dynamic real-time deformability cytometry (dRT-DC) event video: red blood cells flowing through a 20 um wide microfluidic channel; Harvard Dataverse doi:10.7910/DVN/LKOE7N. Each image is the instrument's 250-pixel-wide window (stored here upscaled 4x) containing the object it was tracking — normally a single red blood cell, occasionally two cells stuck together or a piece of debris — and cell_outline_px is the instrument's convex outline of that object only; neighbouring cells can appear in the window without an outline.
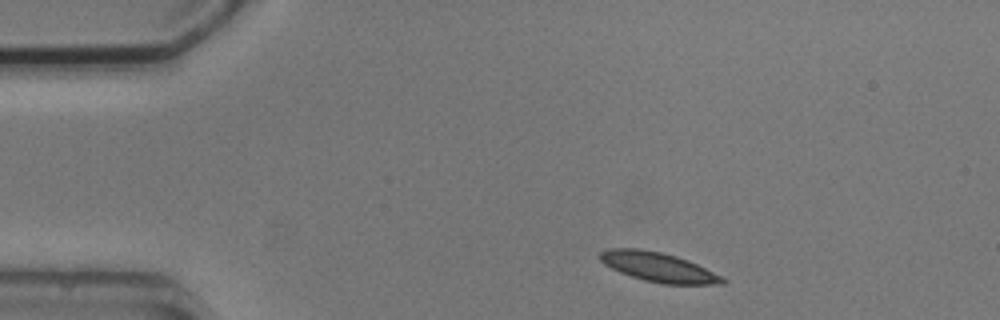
{"species": "common noctule bat (a hibernating species)", "species_latin": "Nyctalus noctula", "temperature_condition": "cold", "stored_images_in_passage": 4, "camera_frame_rate_fps": 3000, "um_per_image_px": 0.085, "animal": {"sex": "male", "body_mass_g": 20.5, "forearm_length_mm": 52.5}, "frame": {"image": 1, "passage_image": 1, "time_ms": 0.0, "image_size_px": [1000, 320], "cell_outline_px": [[728, 280], [724, 284], [660, 284], [644, 280], [620, 272], [604, 264], [600, 260], [600, 252], [608, 248], [640, 248], [660, 252], [676, 256], [688, 260]], "centroid_in_image_um": [55.93, 22.7], "position_along_channel_um": 29.1, "area_um2": 20.81}}
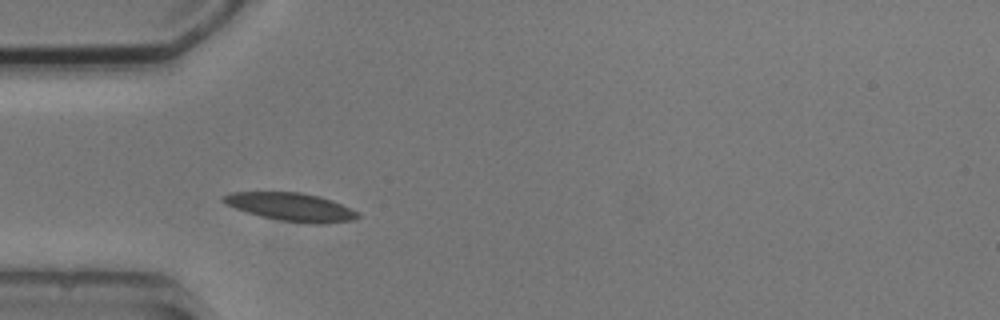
{"frame": {"image": 2, "passage_image": 3, "time_ms": 2.333, "image_size_px": [1000, 320], "cell_outline_px": [[360, 216], [356, 220], [320, 224], [308, 224], [280, 220], [260, 216], [236, 208], [220, 200], [220, 196], [232, 192], [300, 192], [320, 196], [332, 200], [360, 212]], "centroid_in_image_um": [24.78, 17.59], "position_along_channel_um": 60.2, "area_um2": 22.2}}